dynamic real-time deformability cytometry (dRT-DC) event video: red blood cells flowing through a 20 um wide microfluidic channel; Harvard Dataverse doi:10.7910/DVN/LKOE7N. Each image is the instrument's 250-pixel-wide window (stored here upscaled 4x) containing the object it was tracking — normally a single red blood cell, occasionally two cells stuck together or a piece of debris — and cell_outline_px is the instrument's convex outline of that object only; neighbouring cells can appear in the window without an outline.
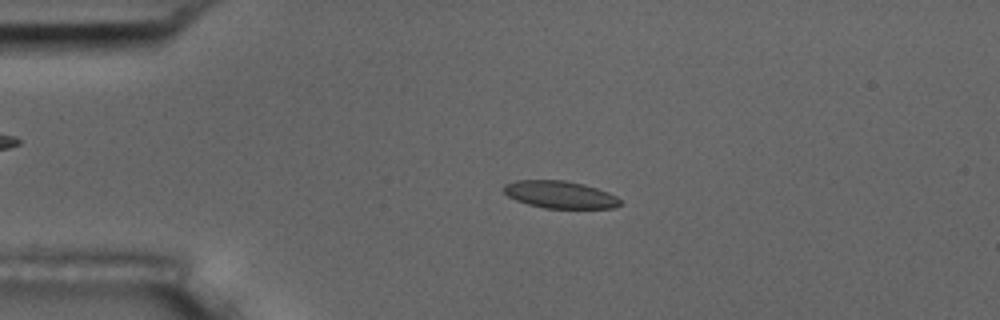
{"species": "common noctule bat (a hibernating species)", "species_latin": "Nyctalus noctula", "temperature_condition": "room temperature", "stored_images_in_passage": 55, "camera_frame_rate_fps": 3000, "um_per_image_px": 0.085, "animal": {"sex": "male", "body_mass_g": 17.5, "forearm_length_mm": 52.3}, "frame": {"image": 1, "passage_image": 12, "time_ms": 3.667, "image_size_px": [1000, 320], "cell_outline_px": [[620, 204], [616, 208], [544, 208], [528, 204], [516, 200], [508, 196], [504, 192], [504, 184], [516, 180], [564, 180], [584, 184], [608, 192], [616, 196], [620, 200]], "centroid_in_image_um": [47.59, 16.54], "position_along_channel_um": 37.4, "area_um2": 18.5}}
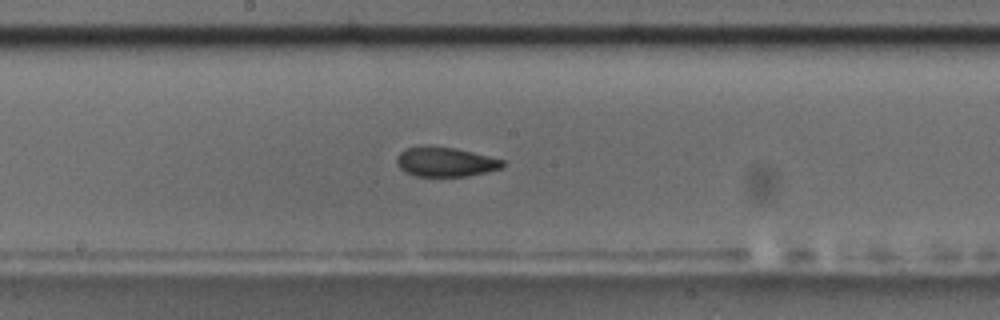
{"frame": {"image": 2, "passage_image": 29, "time_ms": 9.333, "image_size_px": [1000, 320], "cell_outline_px": [[504, 164], [500, 168], [468, 176], [416, 176], [400, 168], [396, 164], [396, 156], [404, 148], [424, 144], [428, 144], [456, 148], [504, 160]], "centroid_in_image_um": [37.79, 13.72], "position_along_channel_um": 210.4, "area_um2": 18.38}}
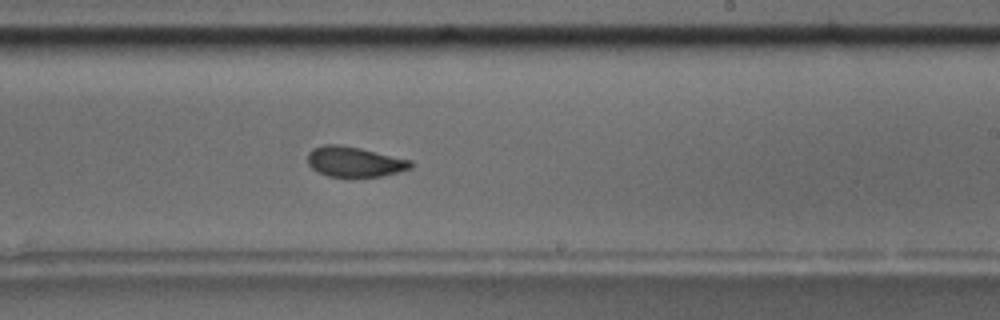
{"frame": {"image": 3, "passage_image": 33, "time_ms": 10.667, "image_size_px": [1000, 320], "cell_outline_px": [[412, 168], [384, 176], [328, 176], [312, 168], [308, 164], [308, 152], [312, 148], [324, 144], [340, 144], [360, 148], [412, 160]], "centroid_in_image_um": [30.13, 13.73], "position_along_channel_um": 258.9, "area_um2": 18.09}, "authors_computed_cell_mechanics": {"area_um2": 18.8428, "velocity_mm_per_s": 3.6523, "shape_relaxation_time_tau1_ms": null, "shape_relaxation_time_tau2_ms": 1.5469, "deformation_change_tau1": null, "deformation_change_tau2": 0.0582}}